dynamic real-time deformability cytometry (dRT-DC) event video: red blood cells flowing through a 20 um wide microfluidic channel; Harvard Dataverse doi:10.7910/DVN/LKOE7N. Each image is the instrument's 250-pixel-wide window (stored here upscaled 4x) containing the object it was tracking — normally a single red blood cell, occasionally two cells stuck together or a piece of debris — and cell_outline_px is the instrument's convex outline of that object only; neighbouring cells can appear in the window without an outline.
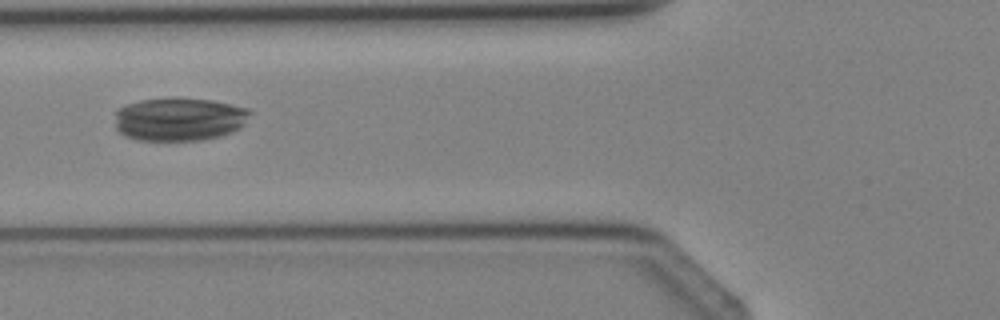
{"species": "Egyptian fruit bat (a non-hibernating species)", "species_latin": "Rousettus aegyptiacus", "temperature_condition": "cold", "stored_images_in_passage": 4, "camera_frame_rate_fps": 3000, "um_per_image_px": 0.085, "animal": {"sex": "female"}, "frame": {"image": 1, "passage_image": 4, "time_ms": 4.333, "image_size_px": [1000, 320], "cell_outline_px": [[252, 112], [244, 124], [240, 128], [232, 132], [220, 136], [200, 140], [140, 140], [124, 136], [116, 128], [116, 108], [124, 104], [140, 100], [172, 96], [212, 100], [248, 108]], "centroid_in_image_um": [15.22, 10.1], "position_along_channel_um": 110.6, "area_um2": 34.68}}